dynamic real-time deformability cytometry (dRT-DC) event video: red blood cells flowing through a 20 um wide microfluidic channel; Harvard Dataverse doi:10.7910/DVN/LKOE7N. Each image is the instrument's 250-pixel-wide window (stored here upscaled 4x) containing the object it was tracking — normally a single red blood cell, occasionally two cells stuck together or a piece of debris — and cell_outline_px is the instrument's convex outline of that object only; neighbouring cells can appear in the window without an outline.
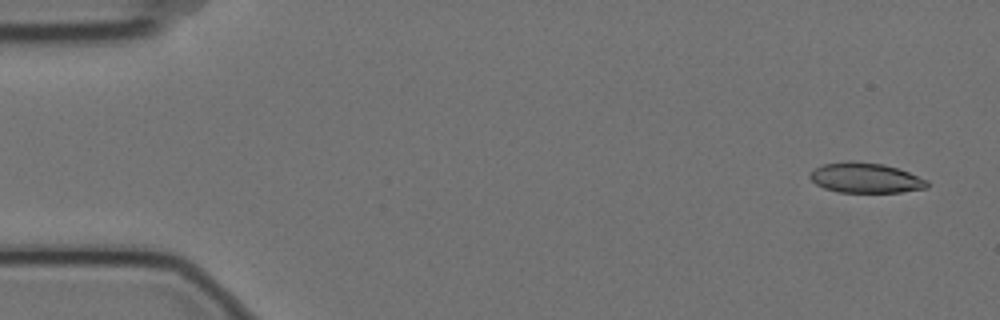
{"species": "Egyptian fruit bat (a non-hibernating species)", "species_latin": "Rousettus aegyptiacus", "temperature_condition": "cold", "stored_images_in_passage": 4, "camera_frame_rate_fps": 3000, "um_per_image_px": 0.085, "animal": {"sex": "female"}, "frame": {"image": 1, "passage_image": 1, "time_ms": 0.0, "image_size_px": [1000, 320], "cell_outline_px": [[928, 188], [900, 192], [836, 192], [824, 188], [816, 184], [808, 176], [816, 168], [824, 164], [848, 160], [852, 160], [884, 164], [908, 172], [928, 180]], "centroid_in_image_um": [73.57, 15.12], "position_along_channel_um": 11.4, "area_um2": 20.58}}
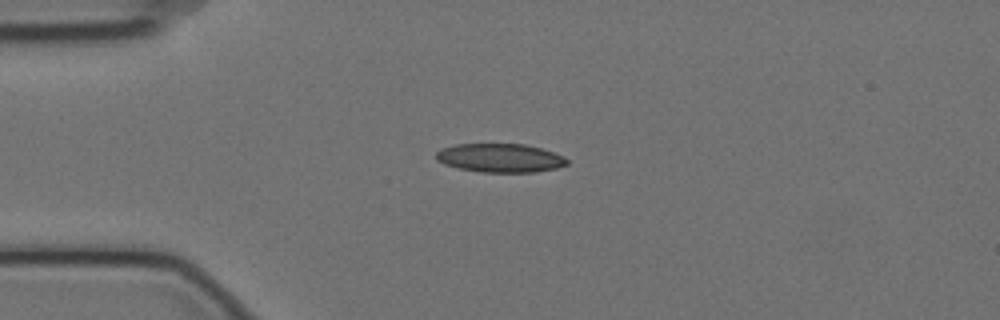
{"frame": {"image": 2, "passage_image": 4, "time_ms": 1.0, "image_size_px": [1000, 320], "cell_outline_px": [[568, 164], [556, 168], [536, 172], [480, 172], [460, 168], [444, 164], [436, 160], [436, 152], [440, 148], [456, 144], [524, 144], [540, 148], [564, 156], [568, 160]], "centroid_in_image_um": [42.49, 13.42], "position_along_channel_um": 42.5, "area_um2": 21.91}}